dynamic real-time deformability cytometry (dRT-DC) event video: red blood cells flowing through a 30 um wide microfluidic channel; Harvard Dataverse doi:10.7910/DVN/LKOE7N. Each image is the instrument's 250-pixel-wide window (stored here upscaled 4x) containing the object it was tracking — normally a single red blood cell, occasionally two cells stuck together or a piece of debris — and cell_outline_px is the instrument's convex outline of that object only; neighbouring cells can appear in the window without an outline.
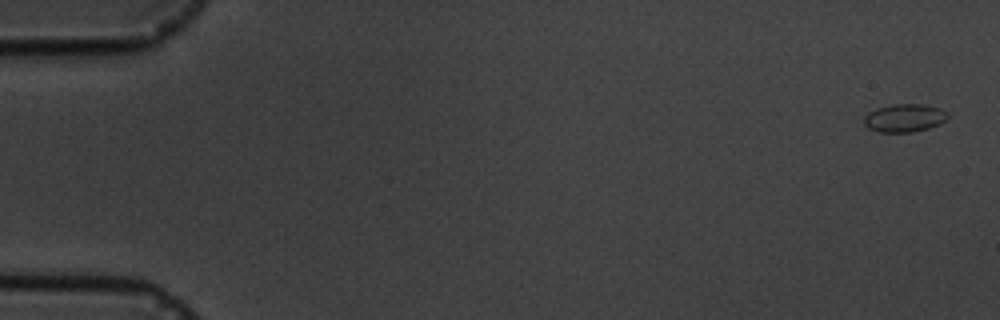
{"species": "common noctule bat (a hibernating species)", "species_latin": "Nyctalus noctula", "temperature_condition": "cold", "stored_images_in_passage": 11, "camera_frame_rate_fps": 3000, "um_per_image_px": 0.085, "animal": {"sex": "male", "body_mass_g": 19.5, "forearm_length_mm": 54.6}, "frame": {"image": 1, "passage_image": 1, "time_ms": 0.0, "image_size_px": [1000, 320], "cell_outline_px": [[948, 116], [940, 124], [928, 128], [912, 132], [876, 132], [868, 128], [864, 124], [864, 116], [868, 112], [876, 108], [892, 104], [920, 104], [940, 108], [948, 112]], "centroid_in_image_um": [76.85, 10.03], "position_along_channel_um": 8.2, "area_um2": 13.76}}
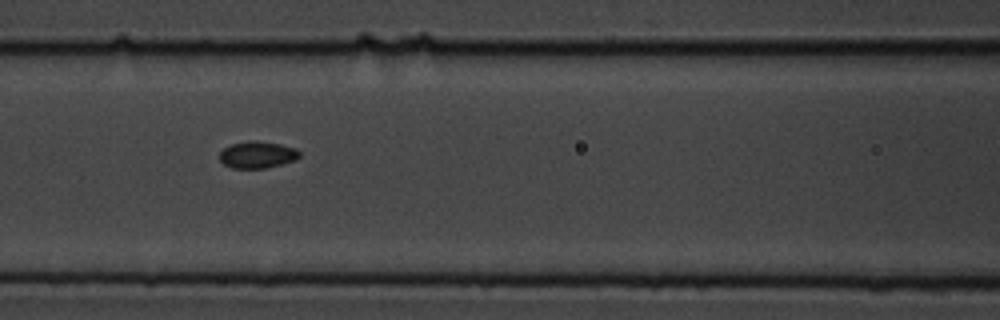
{"frame": {"image": 2, "passage_image": 7, "time_ms": 7.667, "image_size_px": [1000, 320], "cell_outline_px": [[300, 156], [296, 160], [264, 168], [232, 168], [224, 164], [220, 160], [220, 152], [224, 148], [232, 144], [248, 140], [256, 140], [280, 144], [296, 148], [300, 152]], "centroid_in_image_um": [21.88, 13.14], "position_along_channel_um": 144.7, "area_um2": 12.48}}
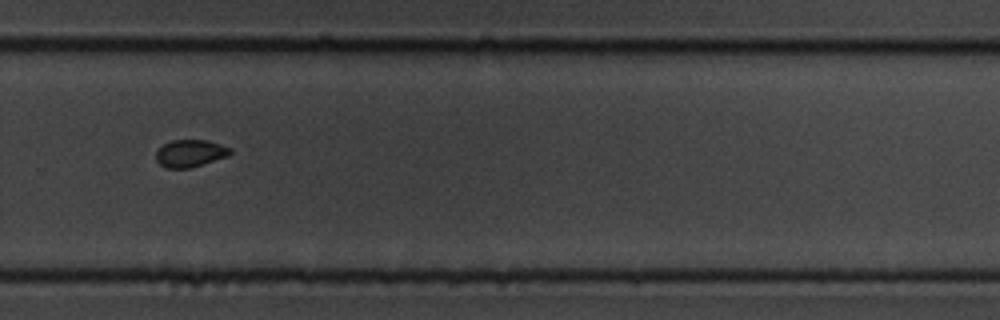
{"frame": {"image": 3, "passage_image": 11, "time_ms": 12.333, "image_size_px": [1000, 320], "cell_outline_px": [[232, 152], [228, 156], [192, 168], [168, 168], [160, 164], [156, 160], [156, 152], [164, 144], [172, 140], [208, 140], [232, 148]], "centroid_in_image_um": [16.2, 13.03], "position_along_channel_um": 313.6, "area_um2": 11.85}}